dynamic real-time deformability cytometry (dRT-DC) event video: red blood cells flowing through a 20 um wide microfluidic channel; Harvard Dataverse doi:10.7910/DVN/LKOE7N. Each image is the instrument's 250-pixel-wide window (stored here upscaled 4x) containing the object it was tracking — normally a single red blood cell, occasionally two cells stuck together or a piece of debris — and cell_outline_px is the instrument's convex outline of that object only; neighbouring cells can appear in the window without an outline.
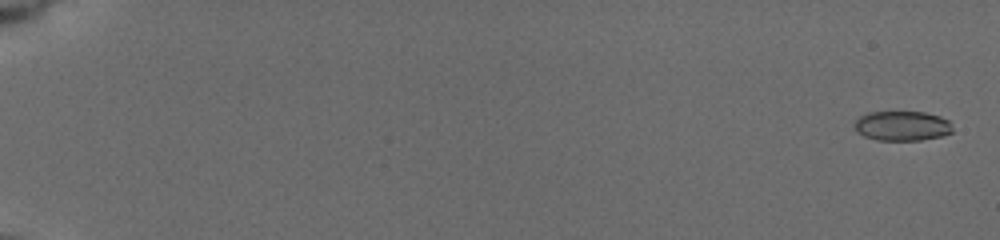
{"species": "common noctule bat (a hibernating species)", "species_latin": "Nyctalus noctula", "temperature_condition": "cold", "stored_images_in_passage": 20, "camera_frame_rate_fps": 3000, "um_per_image_px": 0.085, "animal": {"sex": "female", "body_mass_g": 19.5, "forearm_length_mm": 54.1}, "frame": {"image": 1, "passage_image": 1, "time_ms": 0.0, "image_size_px": [1000, 240], "cell_outline_px": [[952, 132], [944, 136], [920, 140], [876, 140], [864, 136], [856, 132], [852, 124], [860, 116], [868, 112], [924, 112], [940, 116], [948, 120], [952, 128]], "centroid_in_image_um": [76.65, 10.7], "position_along_channel_um": 8.3, "area_um2": 17.17}}
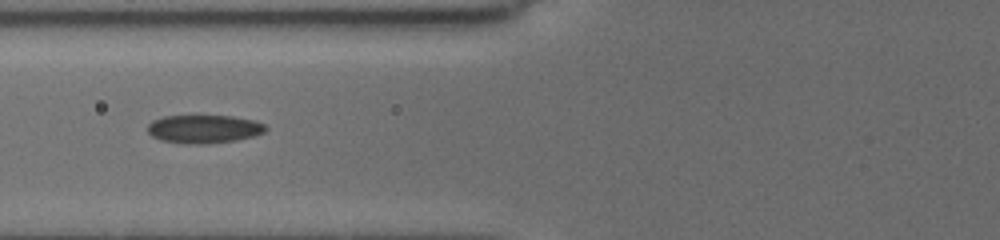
{"frame": {"image": 2, "passage_image": 15, "time_ms": 8.0, "image_size_px": [1000, 240], "cell_outline_px": [[268, 128], [264, 132], [252, 136], [236, 140], [204, 144], [184, 144], [160, 140], [152, 136], [148, 132], [148, 124], [152, 120], [164, 116], [232, 116], [252, 120], [264, 124]], "centroid_in_image_um": [17.3, 10.97], "position_along_channel_um": 108.5, "area_um2": 19.42}}
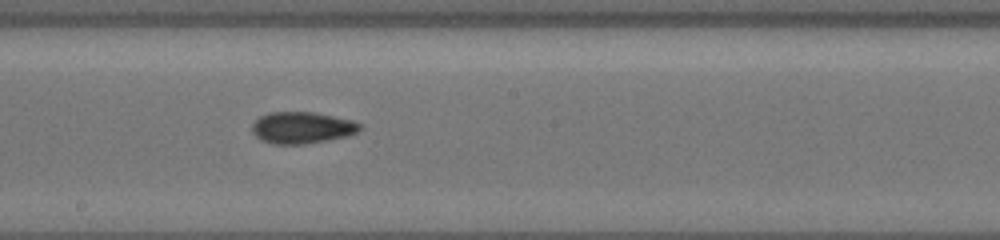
{"frame": {"image": 3, "passage_image": 20, "time_ms": 11.0, "image_size_px": [1000, 240], "cell_outline_px": [[360, 128], [356, 132], [348, 136], [304, 144], [272, 144], [260, 140], [252, 132], [252, 124], [260, 116], [268, 112], [312, 112], [352, 120], [360, 124]], "centroid_in_image_um": [25.62, 10.85], "position_along_channel_um": 222.6, "area_um2": 19.77}}